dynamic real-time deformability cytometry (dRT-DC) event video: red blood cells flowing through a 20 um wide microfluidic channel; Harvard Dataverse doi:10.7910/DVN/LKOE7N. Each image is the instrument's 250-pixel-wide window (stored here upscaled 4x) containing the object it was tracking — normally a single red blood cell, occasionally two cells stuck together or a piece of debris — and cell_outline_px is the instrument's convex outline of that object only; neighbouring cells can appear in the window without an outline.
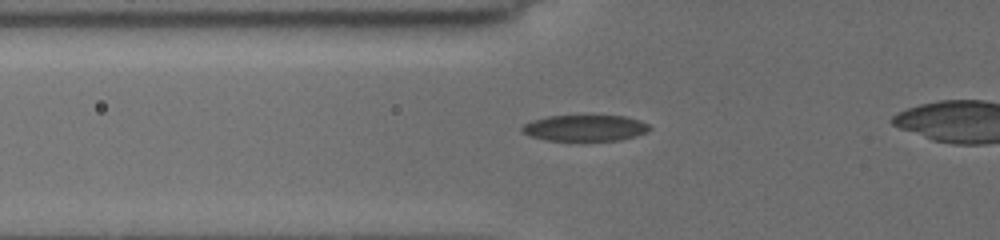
{"species": "common noctule bat (a hibernating species)", "species_latin": "Nyctalus noctula", "temperature_condition": "cold", "stored_images_in_passage": 8, "camera_frame_rate_fps": 3000, "um_per_image_px": 0.085, "animal": {"sex": "female", "body_mass_g": 19.5, "forearm_length_mm": 54.1}, "frame": {"image": 1, "passage_image": 5, "time_ms": 3.333, "image_size_px": [1000, 240], "cell_outline_px": [[652, 128], [644, 132], [620, 140], [584, 144], [580, 144], [548, 140], [532, 136], [524, 132], [520, 128], [524, 124], [532, 120], [548, 116], [624, 116], [648, 124]], "centroid_in_image_um": [49.68, 10.93], "position_along_channel_um": 76.1, "area_um2": 20.0}}
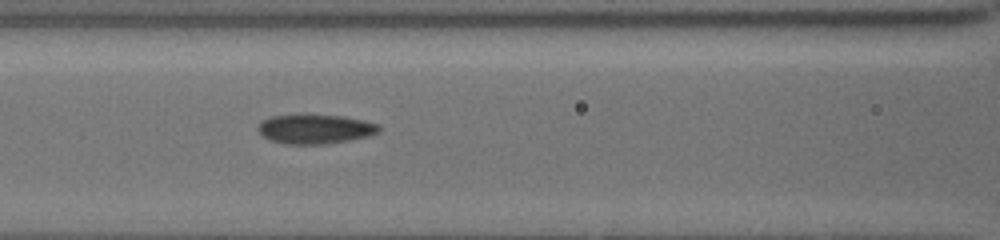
{"frame": {"image": 2, "passage_image": 7, "time_ms": 5.0, "image_size_px": [1000, 240], "cell_outline_px": [[380, 128], [376, 132], [368, 136], [348, 140], [324, 144], [284, 144], [272, 140], [264, 136], [256, 128], [264, 120], [272, 116], [340, 116], [364, 120], [376, 124]], "centroid_in_image_um": [26.78, 10.99], "position_along_channel_um": 139.8, "area_um2": 19.94}}